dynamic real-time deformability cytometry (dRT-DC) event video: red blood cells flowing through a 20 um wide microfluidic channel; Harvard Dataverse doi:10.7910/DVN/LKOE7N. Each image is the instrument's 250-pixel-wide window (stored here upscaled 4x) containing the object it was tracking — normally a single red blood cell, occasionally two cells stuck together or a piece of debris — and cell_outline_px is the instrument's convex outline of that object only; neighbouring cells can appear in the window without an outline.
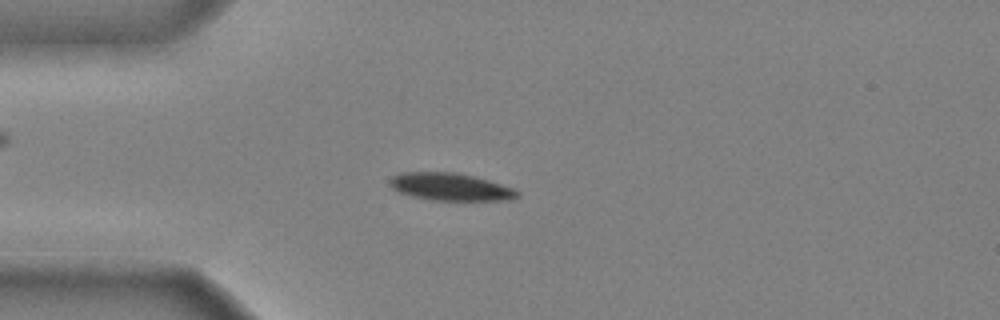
{"species": "common noctule bat (a hibernating species)", "species_latin": "Nyctalus noctula", "temperature_condition": "cold", "stored_images_in_passage": 47, "camera_frame_rate_fps": 3000, "um_per_image_px": 0.085, "animal": {"sex": "male", "body_mass_g": 20.4}, "frame": {"image": 1, "passage_image": 12, "time_ms": 3.667, "image_size_px": [1000, 320], "cell_outline_px": [[520, 196], [512, 200], [428, 200], [396, 192], [388, 184], [388, 180], [392, 176], [400, 172], [456, 172], [488, 180], [512, 188], [520, 192]], "centroid_in_image_um": [38.23, 15.88], "position_along_channel_um": 46.8, "area_um2": 20.63}}
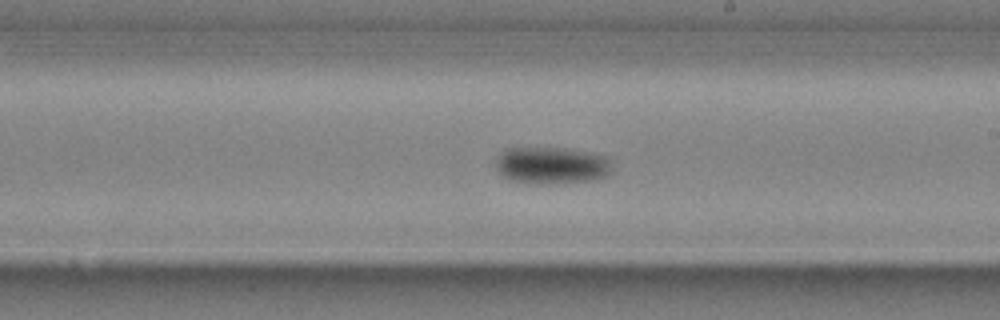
{"frame": {"image": 2, "passage_image": 28, "time_ms": 9.0, "image_size_px": [1000, 320], "cell_outline_px": [[612, 172], [608, 176], [592, 180], [556, 184], [532, 184], [512, 180], [500, 176], [496, 172], [496, 160], [504, 148], [564, 148], [604, 156], [608, 160], [612, 168]], "centroid_in_image_um": [46.84, 14.08], "position_along_channel_um": 242.2, "area_um2": 25.32}}
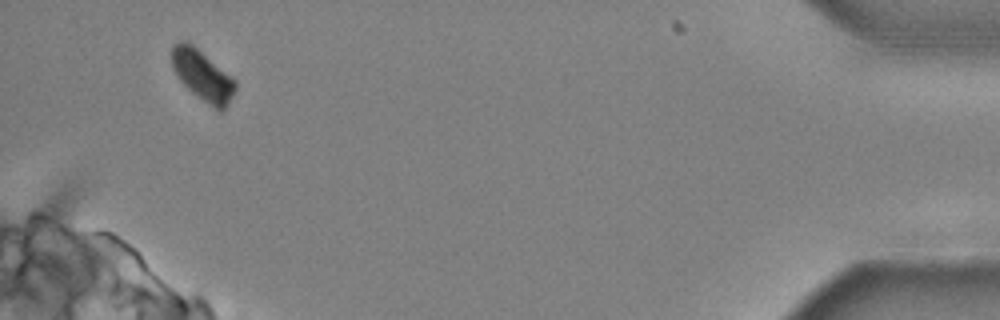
{"frame": {"image": 3, "passage_image": 46, "time_ms": 15.0, "image_size_px": [1000, 320], "cell_outline_px": [[236, 88], [228, 104], [220, 112], [196, 96], [180, 80], [172, 68], [172, 44], [176, 40], [184, 40], [192, 44], [232, 76], [236, 80]], "centroid_in_image_um": [17.21, 6.39], "position_along_channel_um": 418.0, "area_um2": 18.73}, "authors_computed_cell_mechanics": {"area_um2": 21.8484, "velocity_mm_per_s": 3.9269, "shape_relaxation_time_tau1_ms": 3.9016, "shape_relaxation_time_tau2_ms": null, "deformation_change_tau1": 0.1645, "deformation_change_tau2": null}}